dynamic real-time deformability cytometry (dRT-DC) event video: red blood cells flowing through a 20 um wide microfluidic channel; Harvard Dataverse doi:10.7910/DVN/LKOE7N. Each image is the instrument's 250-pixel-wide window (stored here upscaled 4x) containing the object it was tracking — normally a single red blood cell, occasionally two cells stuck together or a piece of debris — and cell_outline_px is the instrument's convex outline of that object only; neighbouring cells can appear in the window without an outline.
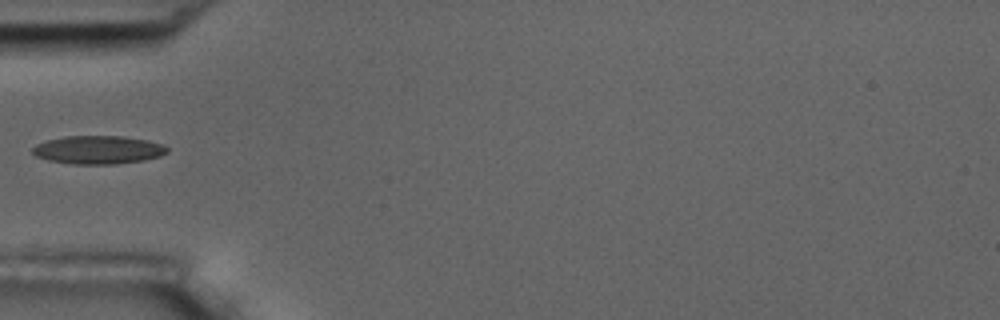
{"species": "common noctule bat (a hibernating species)", "species_latin": "Nyctalus noctula", "temperature_condition": "room temperature", "stored_images_in_passage": 15, "camera_frame_rate_fps": 3000, "um_per_image_px": 0.085, "animal": {"sex": "male", "body_mass_g": 17.5, "forearm_length_mm": 52.3}, "frame": {"image": 1, "passage_image": 5, "time_ms": 5.667, "image_size_px": [1000, 320], "cell_outline_px": [[168, 152], [160, 156], [144, 160], [116, 164], [72, 164], [48, 160], [36, 156], [32, 152], [32, 148], [36, 144], [48, 140], [64, 136], [120, 136], [144, 140], [160, 144], [168, 148]], "centroid_in_image_um": [8.31, 12.74], "position_along_channel_um": 76.7, "area_um2": 22.02}}
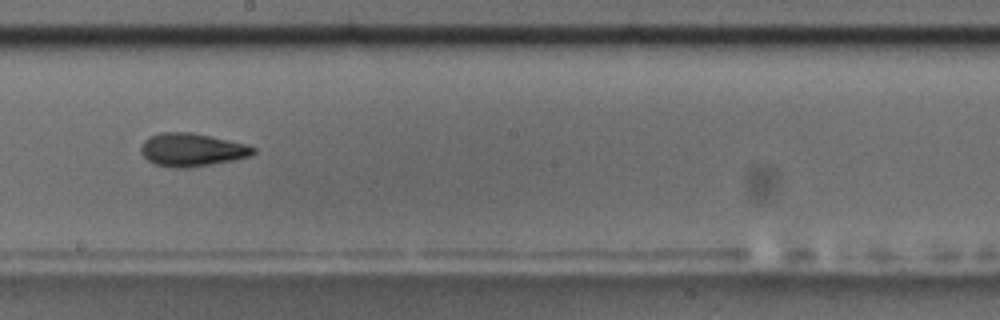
{"frame": {"image": 2, "passage_image": 9, "time_ms": 10.0, "image_size_px": [1000, 320], "cell_outline_px": [[256, 152], [252, 156], [236, 160], [188, 168], [176, 168], [156, 164], [148, 160], [140, 152], [140, 148], [144, 140], [160, 132], [192, 132], [244, 144], [256, 148]], "centroid_in_image_um": [16.32, 12.74], "position_along_channel_um": 231.9, "area_um2": 21.62}, "authors_computed_cell_mechanics": {"area_um2": 21.6172, "velocity_mm_per_s": 3.5758, "shape_relaxation_time_tau1_ms": null, "shape_relaxation_time_tau2_ms": 3.0321, "deformation_change_tau1": null, "deformation_change_tau2": 0.0978}}